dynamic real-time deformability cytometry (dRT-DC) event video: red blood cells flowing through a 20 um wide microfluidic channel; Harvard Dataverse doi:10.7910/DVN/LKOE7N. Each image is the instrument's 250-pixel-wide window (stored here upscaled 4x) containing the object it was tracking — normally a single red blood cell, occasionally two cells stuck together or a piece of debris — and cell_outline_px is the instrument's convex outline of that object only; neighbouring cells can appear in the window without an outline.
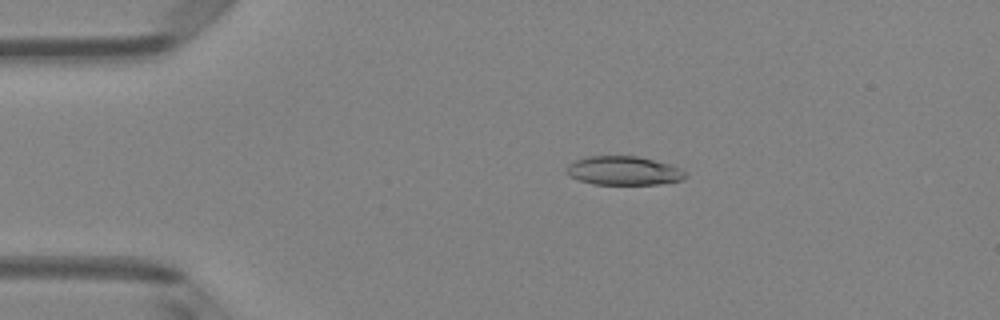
{"species": "Egyptian fruit bat (a non-hibernating species)", "species_latin": "Rousettus aegyptiacus", "temperature_condition": "room temperature", "stored_images_in_passage": 50, "camera_frame_rate_fps": 3000, "um_per_image_px": 0.085, "animal": {"sex": "female"}, "frame": {"image": 1, "passage_image": 10, "time_ms": 3.0, "image_size_px": [1000, 320], "cell_outline_px": [[688, 176], [680, 180], [656, 184], [592, 184], [580, 180], [572, 176], [568, 172], [568, 164], [576, 160], [588, 156], [636, 156], [668, 164], [680, 168]], "centroid_in_image_um": [53.02, 14.51], "position_along_channel_um": 32.0, "area_um2": 19.54}}
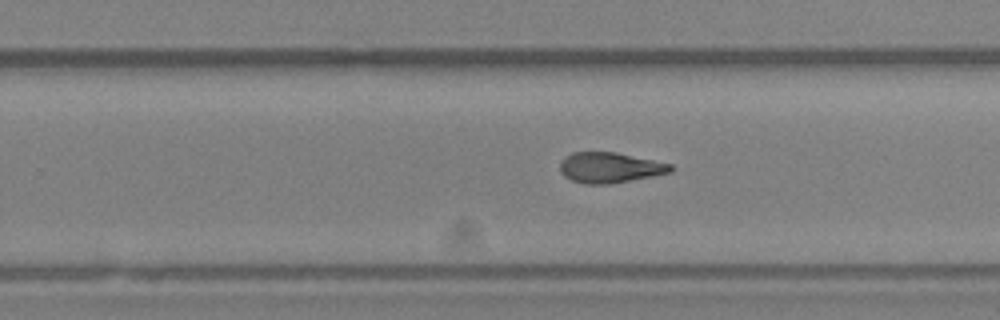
{"frame": {"image": 2, "passage_image": 32, "time_ms": 10.333, "image_size_px": [1000, 320], "cell_outline_px": [[676, 168], [672, 172], [652, 176], [608, 184], [584, 184], [572, 180], [564, 176], [560, 172], [560, 164], [572, 152], [616, 152], [672, 164]], "centroid_in_image_um": [51.87, 14.25], "position_along_channel_um": 277.9, "area_um2": 19.54}}
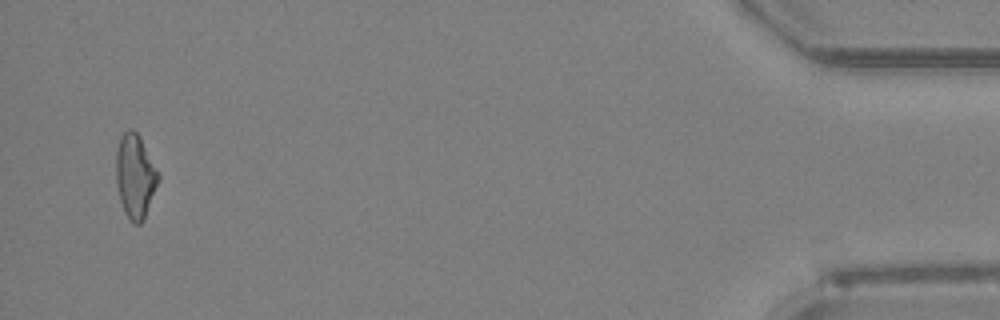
{"frame": {"image": 3, "passage_image": 49, "time_ms": 16.0, "image_size_px": [1000, 320], "cell_outline_px": [[160, 176], [144, 220], [140, 224], [132, 224], [128, 220], [124, 212], [120, 200], [116, 184], [116, 152], [120, 136], [128, 128], [132, 128], [140, 136]], "centroid_in_image_um": [11.47, 14.99], "position_along_channel_um": 423.7, "area_um2": 20.75}, "authors_computed_cell_mechanics": {"area_um2": 20.519, "velocity_mm_per_s": 4.0106, "shape_relaxation_time_tau1_ms": null, "shape_relaxation_time_tau2_ms": 4.472, "deformation_change_tau1": null, "deformation_change_tau2": 0.1383}}